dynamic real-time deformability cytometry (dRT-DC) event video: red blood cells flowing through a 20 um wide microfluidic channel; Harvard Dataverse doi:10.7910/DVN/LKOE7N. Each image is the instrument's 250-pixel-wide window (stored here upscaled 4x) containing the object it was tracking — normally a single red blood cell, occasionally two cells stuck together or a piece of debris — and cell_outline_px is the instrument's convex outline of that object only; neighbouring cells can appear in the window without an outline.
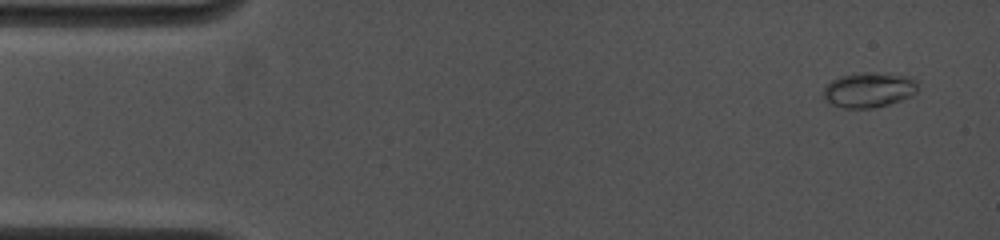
{"species": "common noctule bat (a hibernating species)", "species_latin": "Nyctalus noctula", "temperature_condition": "cold", "stored_images_in_passage": 19, "camera_frame_rate_fps": 4500, "um_per_image_px": 0.085, "animal": {"sex": "female", "body_mass_g": 19.0, "forearm_length_mm": 53.3}, "frame": {"image": 1, "passage_image": 2, "time_ms": 0.667, "image_size_px": [1000, 240], "cell_outline_px": [[920, 80], [916, 92], [912, 96], [888, 104], [872, 108], [844, 108], [832, 104], [824, 96], [824, 88], [832, 80], [840, 76], [864, 72], [876, 72], [908, 76]], "centroid_in_image_um": [73.92, 7.62], "position_along_channel_um": 11.1, "area_um2": 19.31}}
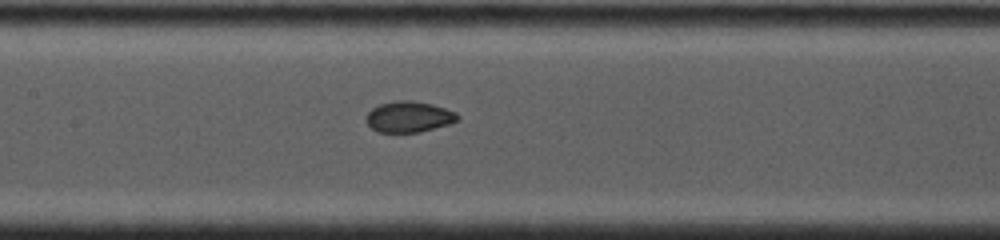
{"frame": {"image": 2, "passage_image": 12, "time_ms": 7.556, "image_size_px": [1000, 240], "cell_outline_px": [[460, 120], [448, 124], [420, 132], [376, 132], [368, 124], [364, 116], [372, 108], [380, 104], [396, 100], [412, 100], [432, 104], [456, 112], [460, 116]], "centroid_in_image_um": [34.75, 9.92], "position_along_channel_um": 172.7, "area_um2": 16.59}}
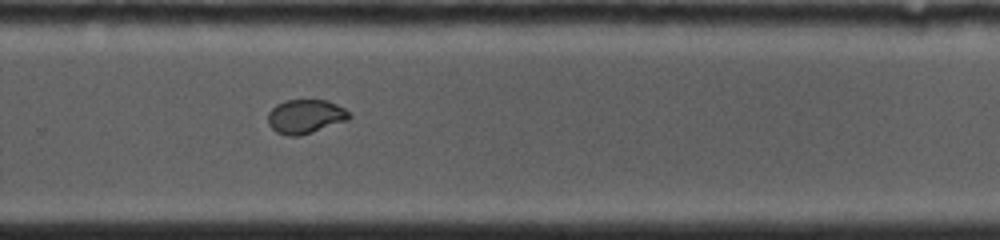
{"frame": {"image": 3, "passage_image": 19, "time_ms": 10.889, "image_size_px": [1000, 240], "cell_outline_px": [[352, 116], [348, 120], [300, 136], [288, 136], [276, 132], [268, 124], [268, 112], [276, 104], [288, 100], [328, 100], [344, 108]], "centroid_in_image_um": [25.95, 9.9], "position_along_channel_um": 303.8, "area_um2": 16.13}}